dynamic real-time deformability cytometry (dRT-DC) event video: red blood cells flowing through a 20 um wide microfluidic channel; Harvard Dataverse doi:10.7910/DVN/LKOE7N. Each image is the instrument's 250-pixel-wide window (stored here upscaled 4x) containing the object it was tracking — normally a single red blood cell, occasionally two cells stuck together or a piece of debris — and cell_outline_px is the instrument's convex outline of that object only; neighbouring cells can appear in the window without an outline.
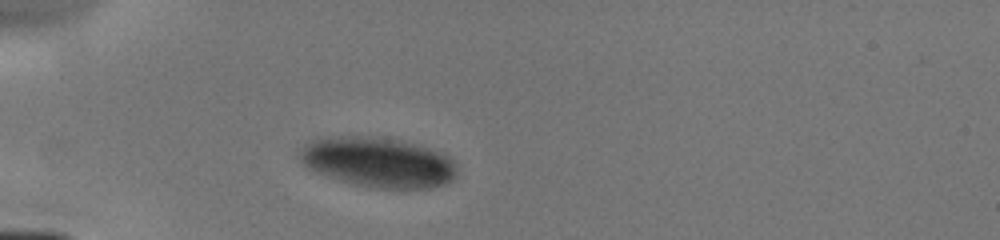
{"species": "human", "species_latin": "Homo sapiens", "temperature_condition": "cold", "stored_images_in_passage": 3, "camera_frame_rate_fps": 3000, "um_per_image_px": 0.085, "donor": {"sex": "male"}, "frame": {"image": 1, "passage_image": 2, "time_ms": 1.0, "image_size_px": [1000, 240], "cell_outline_px": [[456, 176], [452, 180], [444, 184], [428, 188], [368, 188], [352, 184], [316, 172], [308, 168], [300, 160], [296, 152], [304, 144], [312, 140], [328, 136], [368, 136], [396, 140], [428, 148], [440, 152], [448, 156], [452, 160], [456, 172]], "centroid_in_image_um": [32.07, 13.79], "position_along_channel_um": 52.9, "area_um2": 45.78}}